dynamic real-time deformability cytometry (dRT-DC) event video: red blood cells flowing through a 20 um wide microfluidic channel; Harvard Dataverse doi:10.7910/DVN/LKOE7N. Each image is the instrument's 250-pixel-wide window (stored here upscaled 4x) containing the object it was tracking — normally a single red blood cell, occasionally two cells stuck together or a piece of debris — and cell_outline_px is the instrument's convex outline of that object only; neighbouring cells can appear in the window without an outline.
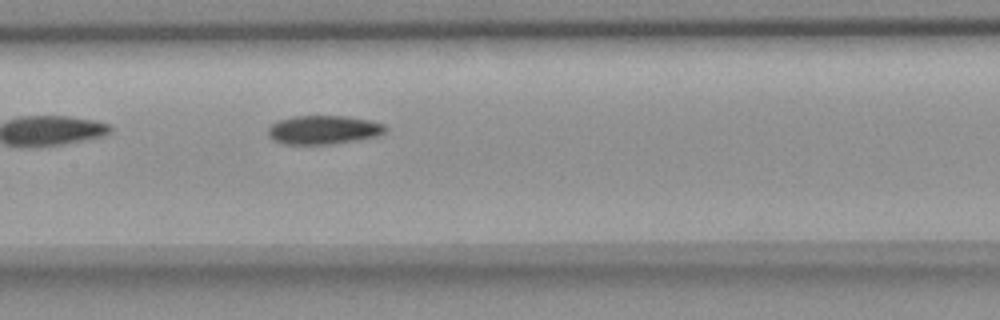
{"species": "common noctule bat (a hibernating species)", "species_latin": "Nyctalus noctula", "temperature_condition": "room temperature", "stored_images_in_passage": 15, "camera_frame_rate_fps": 3000, "um_per_image_px": 0.085, "animal": {"sex": "female", "body_mass_g": 18.4}, "frame": {"image": 1, "passage_image": 11, "time_ms": 3.333, "image_size_px": [1000, 320], "cell_outline_px": [[388, 128], [384, 132], [376, 136], [328, 144], [284, 144], [272, 140], [268, 136], [268, 128], [276, 120], [292, 116], [348, 116], [368, 120], [384, 124]], "centroid_in_image_um": [27.44, 11.02], "position_along_channel_um": 180.0, "area_um2": 19.59}}